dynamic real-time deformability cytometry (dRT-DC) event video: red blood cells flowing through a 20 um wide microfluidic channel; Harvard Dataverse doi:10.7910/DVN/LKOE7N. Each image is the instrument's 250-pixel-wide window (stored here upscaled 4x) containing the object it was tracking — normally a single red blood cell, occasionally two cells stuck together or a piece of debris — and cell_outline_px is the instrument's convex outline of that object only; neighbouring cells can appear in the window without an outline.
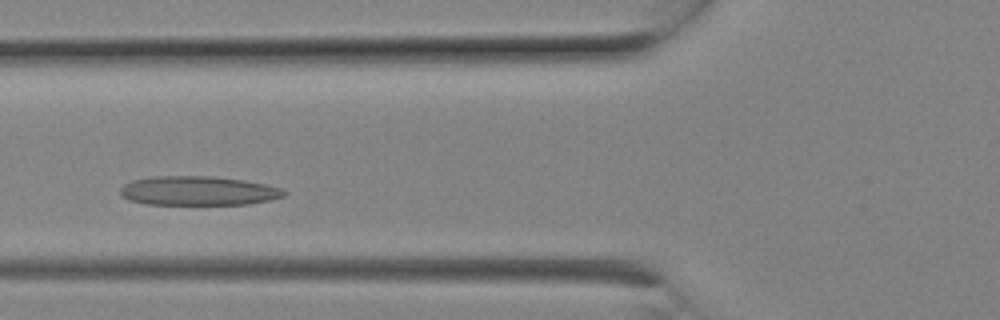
{"species": "Egyptian fruit bat (a non-hibernating species)", "species_latin": "Rousettus aegyptiacus", "temperature_condition": "room temperature", "stored_images_in_passage": 7, "camera_frame_rate_fps": 3000, "um_per_image_px": 0.085, "animal": {"sex": "female"}, "frame": {"image": 1, "passage_image": 5, "time_ms": 1.333, "image_size_px": [1000, 320], "cell_outline_px": [[288, 192], [284, 196], [268, 200], [248, 204], [148, 204], [128, 200], [120, 192], [120, 188], [124, 184], [132, 180], [152, 176], [212, 176], [244, 180], [264, 184], [280, 188]], "centroid_in_image_um": [16.83, 16.21], "position_along_channel_um": 109.0, "area_um2": 27.74}}
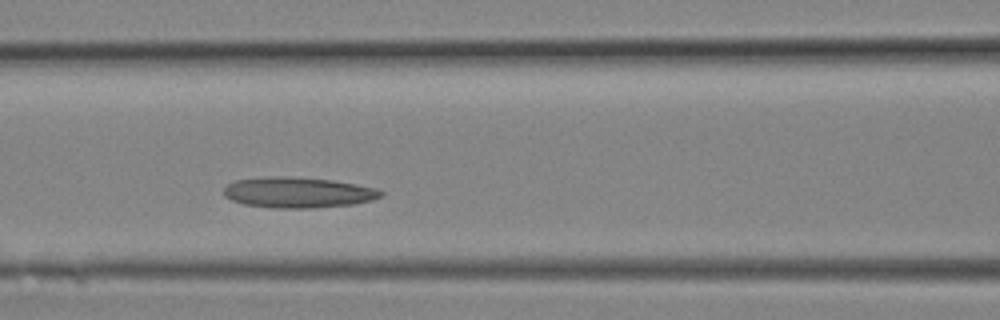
{"frame": {"image": 2, "passage_image": 6, "time_ms": 1.667, "image_size_px": [1000, 320], "cell_outline_px": [[384, 196], [372, 200], [352, 204], [312, 208], [276, 208], [244, 204], [232, 200], [224, 196], [224, 188], [228, 184], [236, 180], [268, 176], [292, 176], [332, 180], [356, 184], [376, 188], [384, 192]], "centroid_in_image_um": [25.35, 16.35], "position_along_channel_um": 141.3, "area_um2": 28.15}}
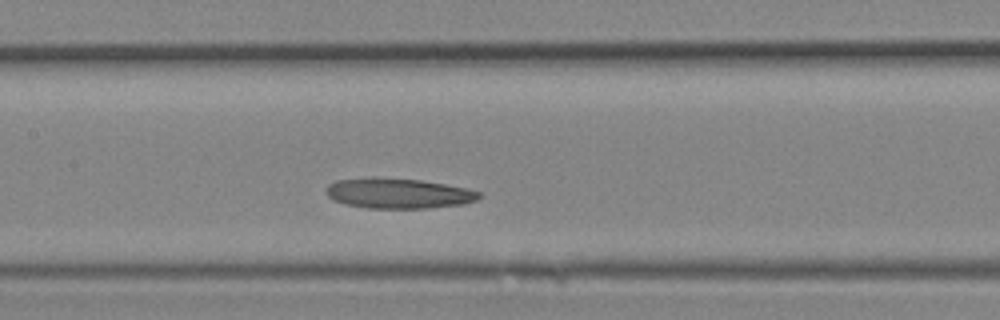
{"frame": {"image": 3, "passage_image": 7, "time_ms": 2.0, "image_size_px": [1000, 320], "cell_outline_px": [[480, 196], [476, 200], [464, 204], [428, 208], [368, 208], [344, 204], [332, 200], [324, 192], [324, 188], [328, 184], [336, 180], [376, 176], [420, 180], [444, 184], [464, 188], [480, 192]], "centroid_in_image_um": [33.77, 16.42], "position_along_channel_um": 173.6, "area_um2": 27.22}}